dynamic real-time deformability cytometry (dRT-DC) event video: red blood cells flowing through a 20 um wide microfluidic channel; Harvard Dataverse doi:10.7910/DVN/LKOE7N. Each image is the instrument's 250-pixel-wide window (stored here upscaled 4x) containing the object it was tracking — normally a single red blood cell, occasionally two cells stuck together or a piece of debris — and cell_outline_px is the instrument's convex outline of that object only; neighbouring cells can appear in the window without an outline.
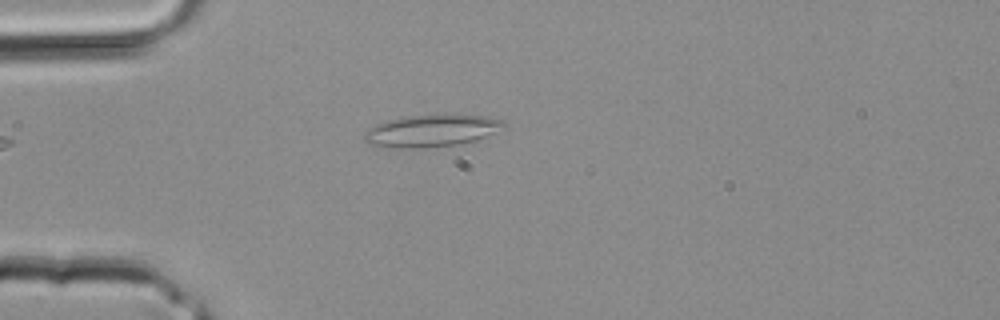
{"species": "common noctule bat (a hibernating species)", "species_latin": "Nyctalus noctula", "temperature_condition": "room temperature", "stored_images_in_passage": 1, "camera_frame_rate_fps": 3000, "um_per_image_px": 0.085, "animal": {"sex": "male", "body_mass_g": 20.4}, "frame": {"image": 1, "passage_image": 1, "time_ms": 0.0, "image_size_px": [1000, 320], "cell_outline_px": [[504, 124], [492, 132], [484, 136], [460, 144], [424, 148], [388, 148], [368, 144], [364, 140], [364, 132], [368, 128], [376, 124], [388, 120], [404, 116], [488, 116], [504, 120]], "centroid_in_image_um": [36.54, 11.14], "position_along_channel_um": 48.5, "area_um2": 25.49}}